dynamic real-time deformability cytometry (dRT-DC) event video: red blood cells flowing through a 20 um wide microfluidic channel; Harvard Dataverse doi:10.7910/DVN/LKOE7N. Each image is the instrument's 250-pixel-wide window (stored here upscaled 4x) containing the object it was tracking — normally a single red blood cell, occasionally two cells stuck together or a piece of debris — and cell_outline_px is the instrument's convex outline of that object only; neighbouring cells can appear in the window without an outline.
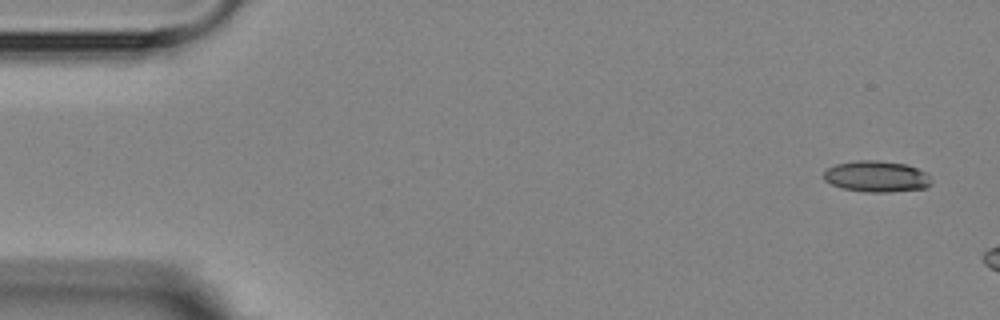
{"species": "Egyptian fruit bat (a non-hibernating species)", "species_latin": "Rousettus aegyptiacus", "temperature_condition": "room temperature", "stored_images_in_passage": 3, "camera_frame_rate_fps": 3000, "um_per_image_px": 0.085, "animal": {"sex": "female"}, "frame": {"image": 1, "passage_image": 1, "time_ms": 0.0, "image_size_px": [1000, 320], "cell_outline_px": [[932, 184], [924, 188], [892, 192], [864, 192], [844, 188], [832, 184], [824, 180], [824, 172], [828, 168], [836, 164], [860, 160], [876, 160], [908, 164], [924, 172], [928, 176]], "centroid_in_image_um": [74.51, 15.0], "position_along_channel_um": 10.5, "area_um2": 19.42}}